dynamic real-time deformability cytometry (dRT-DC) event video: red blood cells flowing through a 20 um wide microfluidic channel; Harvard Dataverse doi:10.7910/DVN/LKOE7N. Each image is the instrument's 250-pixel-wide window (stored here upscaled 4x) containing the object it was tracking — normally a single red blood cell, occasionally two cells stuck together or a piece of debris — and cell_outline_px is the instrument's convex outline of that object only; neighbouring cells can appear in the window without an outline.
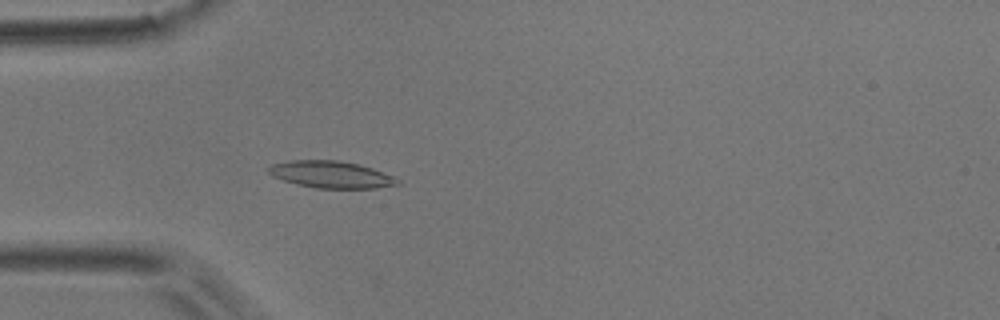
{"species": "common noctule bat (a hibernating species)", "species_latin": "Nyctalus noctula", "temperature_condition": "room temperature", "stored_images_in_passage": 52, "camera_frame_rate_fps": 3000, "um_per_image_px": 0.085, "animal": {"sex": "male", "body_mass_g": 17.9}, "frame": {"image": 1, "passage_image": 15, "time_ms": 4.667, "image_size_px": [1000, 320], "cell_outline_px": [[400, 184], [376, 188], [316, 188], [296, 184], [272, 176], [268, 172], [268, 168], [272, 164], [288, 160], [336, 160], [360, 164], [396, 176], [400, 180]], "centroid_in_image_um": [28.17, 14.83], "position_along_channel_um": 56.8, "area_um2": 20.4}}
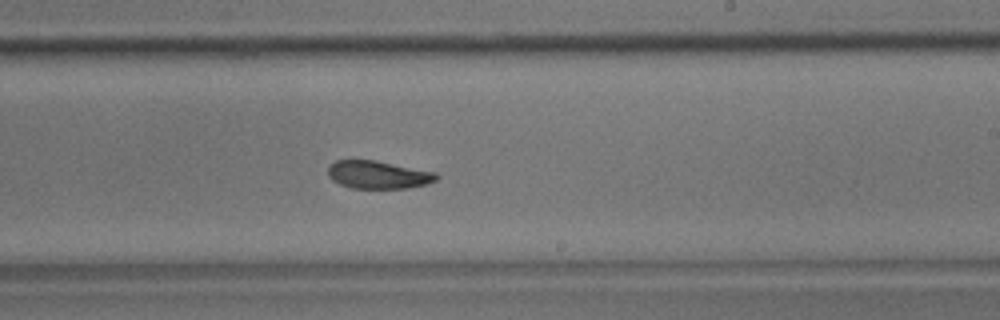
{"frame": {"image": 2, "passage_image": 31, "time_ms": 10.0, "image_size_px": [1000, 320], "cell_outline_px": [[440, 176], [436, 180], [428, 184], [408, 188], [352, 188], [340, 184], [332, 180], [328, 176], [328, 168], [336, 160], [376, 160], [436, 172]], "centroid_in_image_um": [32.18, 14.85], "position_along_channel_um": 256.8, "area_um2": 17.69}}
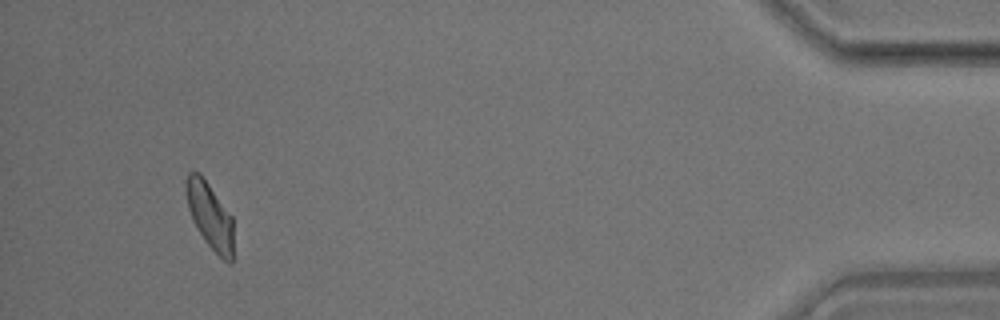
{"frame": {"image": 3, "passage_image": 49, "time_ms": 16.0, "image_size_px": [1000, 320], "cell_outline_px": [[232, 264], [228, 264], [204, 240], [192, 220], [188, 208], [184, 192], [184, 180], [188, 172], [200, 172], [232, 216]], "centroid_in_image_um": [17.79, 18.28], "position_along_channel_um": 417.4, "area_um2": 18.38}, "authors_computed_cell_mechanics": {"area_um2": 18.785, "velocity_mm_per_s": 3.8331, "shape_relaxation_time_tau1_ms": 4.9335, "shape_relaxation_time_tau2_ms": 2.9203, "deformation_change_tau1": 0.1411, "deformation_change_tau2": 0.0849}}